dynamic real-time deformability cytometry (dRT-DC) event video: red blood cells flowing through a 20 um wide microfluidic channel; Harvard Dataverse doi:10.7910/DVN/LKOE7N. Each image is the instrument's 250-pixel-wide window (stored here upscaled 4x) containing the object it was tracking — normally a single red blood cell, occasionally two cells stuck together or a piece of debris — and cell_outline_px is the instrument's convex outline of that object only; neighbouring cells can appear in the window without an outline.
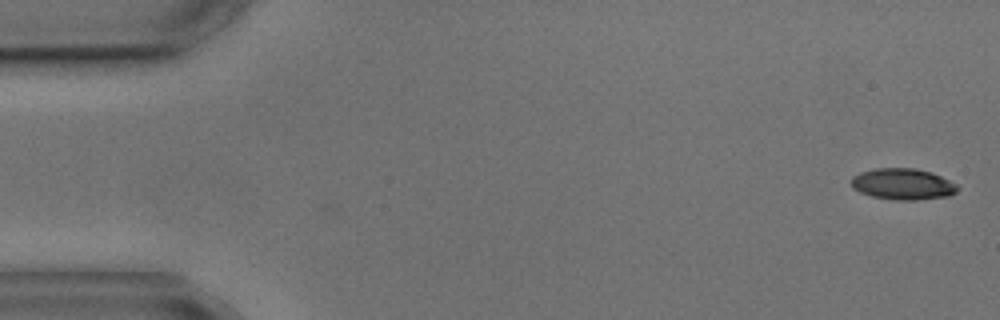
{"species": "common noctule bat (a hibernating species)", "species_latin": "Nyctalus noctula", "temperature_condition": "cold", "stored_images_in_passage": 4, "camera_frame_rate_fps": 3000, "um_per_image_px": 0.085, "animal": {"sex": "male", "body_mass_g": 17.9, "forearm_length_mm": 54.2}, "frame": {"image": 1, "passage_image": 1, "time_ms": 0.0, "image_size_px": [1000, 320], "cell_outline_px": [[960, 188], [956, 192], [948, 196], [916, 200], [896, 200], [872, 196], [860, 192], [852, 188], [852, 176], [860, 172], [876, 168], [912, 168], [932, 172], [956, 184]], "centroid_in_image_um": [76.74, 15.65], "position_along_channel_um": 8.3, "area_um2": 19.31}}
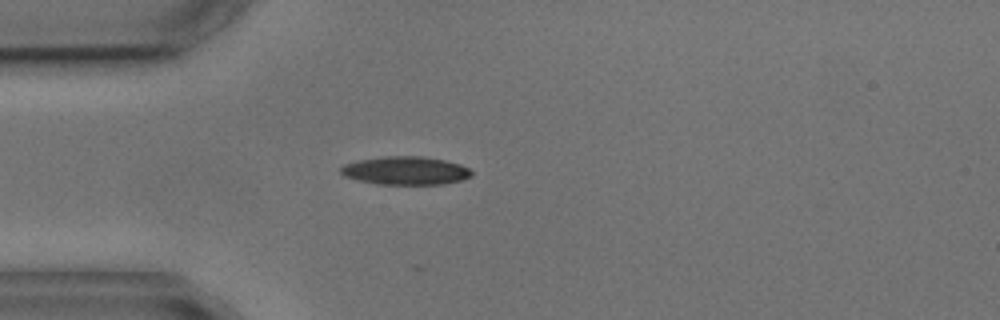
{"frame": {"image": 2, "passage_image": 4, "time_ms": 4.333, "image_size_px": [1000, 320], "cell_outline_px": [[472, 176], [464, 180], [444, 184], [376, 184], [344, 176], [340, 172], [340, 168], [344, 164], [356, 160], [384, 156], [420, 156], [444, 160], [460, 164], [468, 168], [472, 172]], "centroid_in_image_um": [34.48, 14.5], "position_along_channel_um": 50.5, "area_um2": 21.62}}